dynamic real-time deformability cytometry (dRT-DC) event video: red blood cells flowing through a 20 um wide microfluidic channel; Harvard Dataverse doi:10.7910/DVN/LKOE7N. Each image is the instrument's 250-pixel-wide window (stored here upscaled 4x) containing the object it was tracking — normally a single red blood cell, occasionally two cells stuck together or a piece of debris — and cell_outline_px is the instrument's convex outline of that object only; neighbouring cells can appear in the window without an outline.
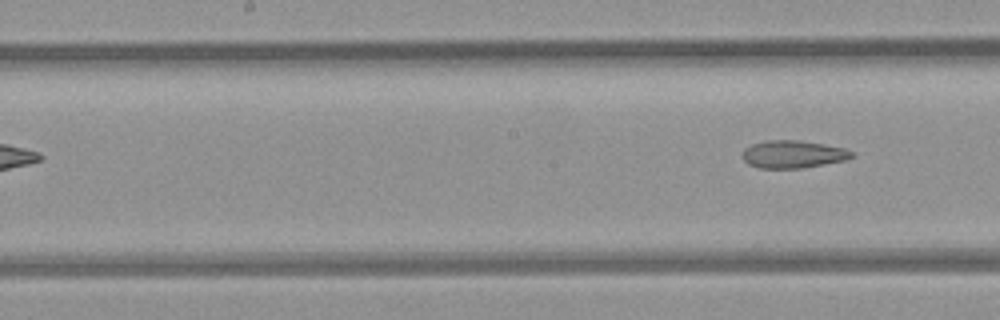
{"species": "common noctule bat (a hibernating species)", "species_latin": "Nyctalus noctula", "temperature_condition": "room temperature", "stored_images_in_passage": 6, "camera_frame_rate_fps": 3000, "um_per_image_px": 0.085, "animal": {"sex": "female", "body_mass_g": 21.9}, "frame": {"image": 1, "passage_image": 6, "time_ms": 1.667, "image_size_px": [1000, 320], "cell_outline_px": [[852, 156], [844, 160], [800, 168], [760, 168], [748, 164], [744, 160], [744, 148], [752, 144], [764, 140], [796, 140], [824, 144], [844, 148], [852, 152]], "centroid_in_image_um": [67.36, 13.1], "position_along_channel_um": 180.8, "area_um2": 17.28}}